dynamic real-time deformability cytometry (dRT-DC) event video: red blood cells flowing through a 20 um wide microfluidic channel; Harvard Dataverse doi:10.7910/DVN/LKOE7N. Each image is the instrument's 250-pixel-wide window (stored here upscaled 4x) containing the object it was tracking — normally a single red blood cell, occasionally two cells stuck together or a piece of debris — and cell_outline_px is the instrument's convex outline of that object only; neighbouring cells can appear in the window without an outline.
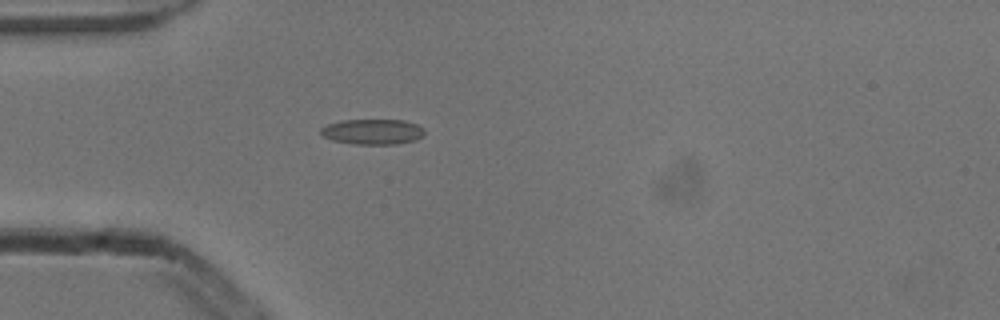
{"species": "common noctule bat (a hibernating species)", "species_latin": "Nyctalus noctula", "temperature_condition": "cold", "stored_images_in_passage": 1, "camera_frame_rate_fps": 3000, "um_per_image_px": 0.085, "animal": {"sex": "male", "body_mass_g": 13.3}, "frame": {"image": 1, "passage_image": 1, "time_ms": 0.0, "image_size_px": [1000, 320], "cell_outline_px": [[424, 136], [416, 140], [396, 144], [356, 144], [332, 140], [324, 136], [320, 132], [320, 128], [328, 124], [340, 120], [404, 120], [416, 124], [424, 128]], "centroid_in_image_um": [31.69, 11.19], "position_along_channel_um": 53.3, "area_um2": 15.37}}